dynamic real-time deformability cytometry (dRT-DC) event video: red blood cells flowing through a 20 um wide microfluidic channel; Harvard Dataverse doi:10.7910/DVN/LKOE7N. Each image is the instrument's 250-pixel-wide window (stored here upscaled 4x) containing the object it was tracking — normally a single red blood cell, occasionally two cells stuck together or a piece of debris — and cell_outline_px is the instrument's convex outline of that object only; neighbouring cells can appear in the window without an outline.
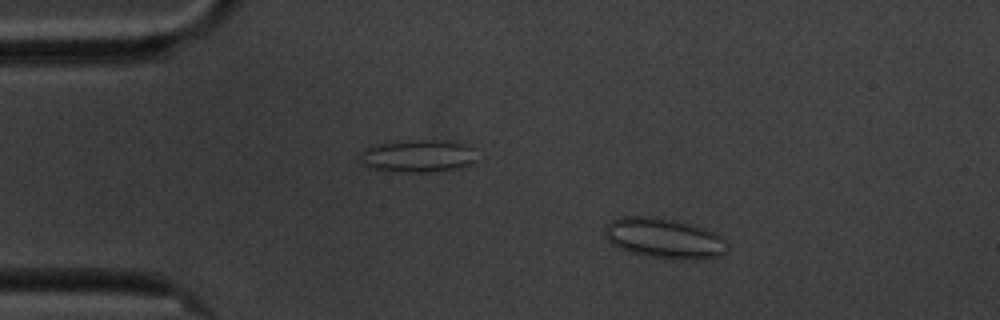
{"species": "common noctule bat (a hibernating species)", "species_latin": "Nyctalus noctula", "temperature_condition": "cold", "stored_images_in_passage": 58, "camera_frame_rate_fps": 3000, "um_per_image_px": 0.085, "animal": {"sex": "male", "body_mass_g": 20.1, "forearm_length_mm": 53.5}, "frame": {"image": 1, "passage_image": 9, "time_ms": 2.667, "image_size_px": [1000, 320], "cell_outline_px": [[728, 248], [720, 256], [704, 260], [680, 260], [652, 256], [632, 252], [620, 248], [612, 244], [608, 240], [608, 224], [612, 220], [620, 216], [656, 216], [676, 220], [692, 224], [716, 232], [728, 244]], "centroid_in_image_um": [56.55, 20.25], "position_along_channel_um": 28.5, "area_um2": 28.73}}
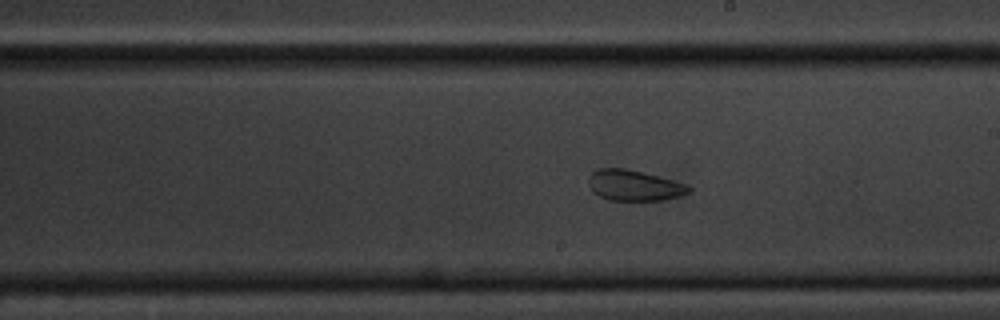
{"frame": {"image": 2, "passage_image": 32, "time_ms": 10.333, "image_size_px": [1000, 320], "cell_outline_px": [[692, 192], [680, 196], [664, 200], [608, 200], [592, 192], [588, 184], [588, 176], [596, 168], [628, 168], [688, 184], [692, 188]], "centroid_in_image_um": [53.9, 15.75], "position_along_channel_um": 235.1, "area_um2": 18.26}}
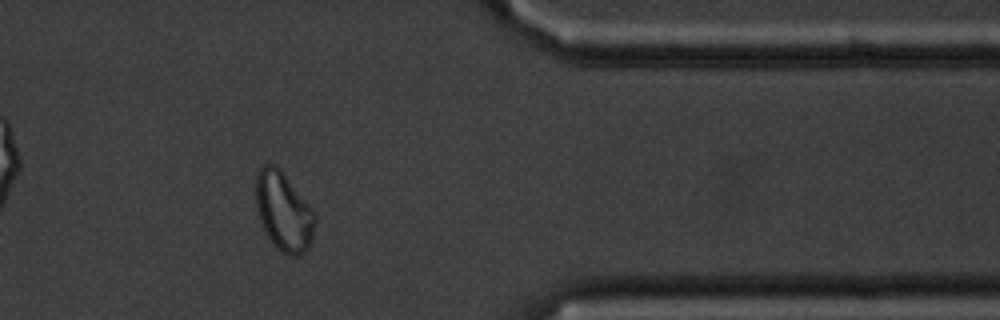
{"frame": {"image": 3, "passage_image": 47, "time_ms": 15.333, "image_size_px": [1000, 320], "cell_outline_px": [[316, 220], [312, 240], [308, 248], [304, 252], [296, 256], [288, 256], [280, 252], [272, 244], [260, 220], [256, 204], [256, 172], [264, 164], [272, 164], [280, 168], [312, 208], [316, 216]], "centroid_in_image_um": [24.12, 17.99], "position_along_channel_um": 387.3, "area_um2": 27.28}}